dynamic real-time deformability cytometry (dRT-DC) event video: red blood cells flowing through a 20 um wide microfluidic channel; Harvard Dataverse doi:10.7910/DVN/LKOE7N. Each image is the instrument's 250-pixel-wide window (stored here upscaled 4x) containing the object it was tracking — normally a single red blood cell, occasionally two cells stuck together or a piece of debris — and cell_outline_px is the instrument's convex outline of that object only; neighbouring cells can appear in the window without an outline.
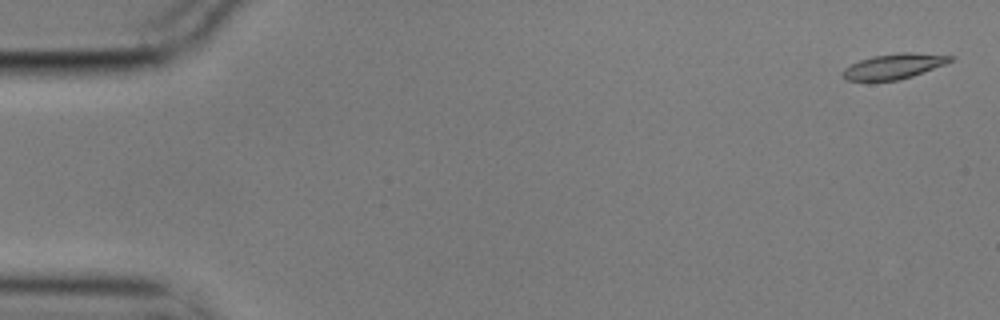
{"species": "common noctule bat (a hibernating species)", "species_latin": "Nyctalus noctula", "temperature_condition": "cold", "stored_images_in_passage": 5, "camera_frame_rate_fps": 3000, "um_per_image_px": 0.085, "animal": {"sex": "male", "body_mass_g": 17.9}, "frame": {"image": 1, "passage_image": 1, "time_ms": 0.0, "image_size_px": [1000, 320], "cell_outline_px": [[956, 56], [952, 60], [944, 64], [912, 76], [896, 80], [848, 80], [840, 72], [844, 68], [860, 60], [872, 56], [900, 52], [912, 52]], "centroid_in_image_um": [75.98, 5.61], "position_along_channel_um": 9.0, "area_um2": 15.55}}
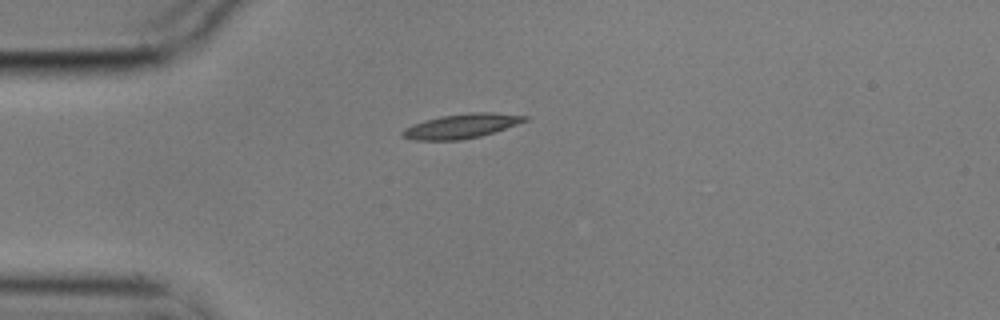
{"frame": {"image": 2, "passage_image": 5, "time_ms": 1.333, "image_size_px": [1000, 320], "cell_outline_px": [[528, 120], [480, 136], [460, 140], [412, 140], [400, 136], [400, 132], [404, 128], [412, 124], [440, 116], [468, 112], [492, 112], [528, 116]], "centroid_in_image_um": [39.15, 10.71], "position_along_channel_um": 45.8, "area_um2": 17.4}}